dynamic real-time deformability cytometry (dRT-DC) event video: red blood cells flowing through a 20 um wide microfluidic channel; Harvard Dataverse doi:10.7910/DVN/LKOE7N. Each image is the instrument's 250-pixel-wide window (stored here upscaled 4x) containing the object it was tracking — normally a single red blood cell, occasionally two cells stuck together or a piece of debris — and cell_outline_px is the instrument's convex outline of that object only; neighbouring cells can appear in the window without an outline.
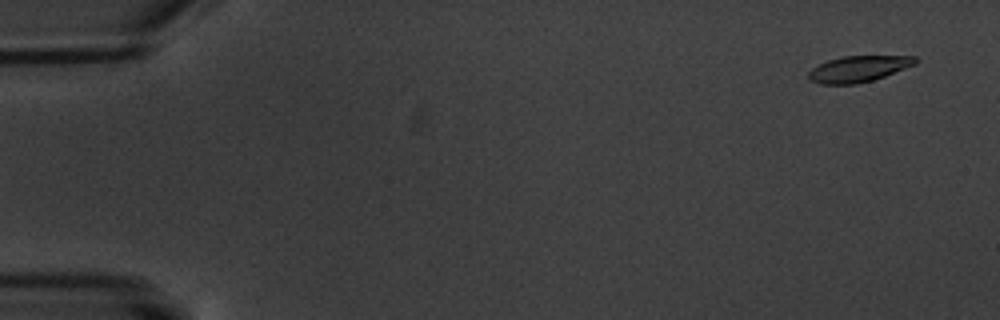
{"species": "common noctule bat (a hibernating species)", "species_latin": "Nyctalus noctula", "temperature_condition": "warm", "stored_images_in_passage": 4, "camera_frame_rate_fps": 3000, "um_per_image_px": 0.085, "animal": {"sex": "male", "body_mass_g": 20.1, "forearm_length_mm": 53.5}, "frame": {"image": 1, "passage_image": 2, "time_ms": 1.0, "image_size_px": [1000, 320], "cell_outline_px": [[920, 60], [916, 64], [884, 76], [872, 80], [856, 84], [820, 84], [812, 80], [808, 76], [808, 72], [812, 68], [828, 60], [844, 56], [916, 56]], "centroid_in_image_um": [73.0, 5.85], "position_along_channel_um": 12.0, "area_um2": 16.13}}